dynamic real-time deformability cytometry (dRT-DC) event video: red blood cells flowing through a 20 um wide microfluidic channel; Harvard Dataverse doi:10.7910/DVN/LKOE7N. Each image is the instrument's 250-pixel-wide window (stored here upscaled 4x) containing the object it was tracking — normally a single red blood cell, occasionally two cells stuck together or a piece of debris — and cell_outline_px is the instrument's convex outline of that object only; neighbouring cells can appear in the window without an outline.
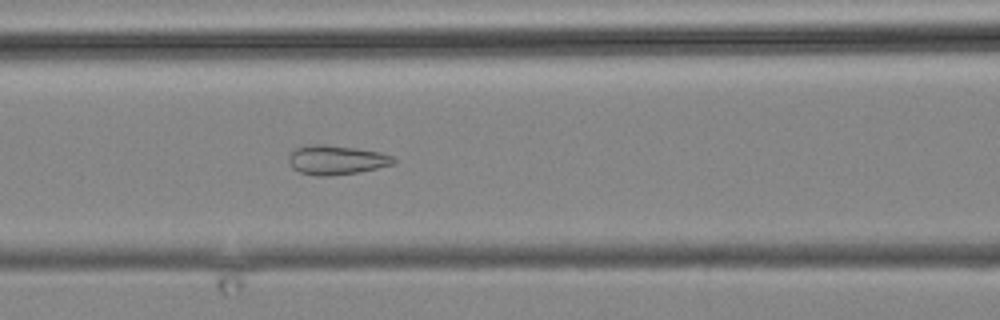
{"species": "common noctule bat (a hibernating species)", "species_latin": "Nyctalus noctula", "temperature_condition": "cold", "stored_images_in_passage": 10, "camera_frame_rate_fps": 3000, "um_per_image_px": 0.085, "animal": {"sex": "male", "body_mass_g": 19.2, "forearm_length_mm": 51.8}, "frame": {"image": 1, "passage_image": 10, "time_ms": 11.667, "image_size_px": [1000, 320], "cell_outline_px": [[396, 160], [392, 164], [376, 168], [356, 172], [328, 176], [316, 176], [300, 172], [292, 168], [288, 160], [288, 156], [292, 148], [312, 144], [320, 144], [356, 148], [380, 152], [392, 156]], "centroid_in_image_um": [28.52, 13.58], "position_along_channel_um": 138.1, "area_um2": 17.86}}